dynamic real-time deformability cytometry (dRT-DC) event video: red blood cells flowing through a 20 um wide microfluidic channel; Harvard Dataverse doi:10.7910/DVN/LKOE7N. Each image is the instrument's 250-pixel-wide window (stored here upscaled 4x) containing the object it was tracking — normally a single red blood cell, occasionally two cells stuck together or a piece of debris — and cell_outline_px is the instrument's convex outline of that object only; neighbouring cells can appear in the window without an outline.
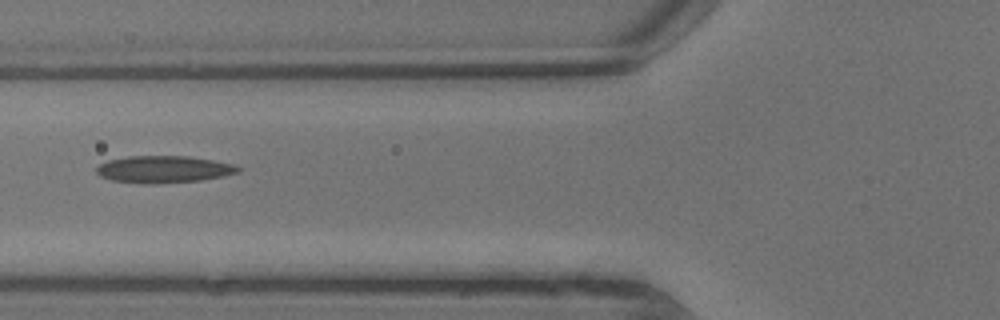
{"species": "common noctule bat (a hibernating species)", "species_latin": "Nyctalus noctula", "temperature_condition": "warm", "stored_images_in_passage": 8, "camera_frame_rate_fps": 3000, "um_per_image_px": 0.085, "animal": {"sex": "male", "body_mass_g": 13.3}, "frame": {"image": 1, "passage_image": 5, "time_ms": 1.333, "image_size_px": [1000, 320], "cell_outline_px": [[240, 172], [224, 176], [200, 180], [156, 184], [144, 184], [112, 180], [100, 176], [96, 172], [96, 168], [100, 164], [108, 160], [128, 156], [188, 156], [212, 160], [232, 164], [240, 168]], "centroid_in_image_um": [13.9, 14.39], "position_along_channel_um": 111.9, "area_um2": 22.31}}
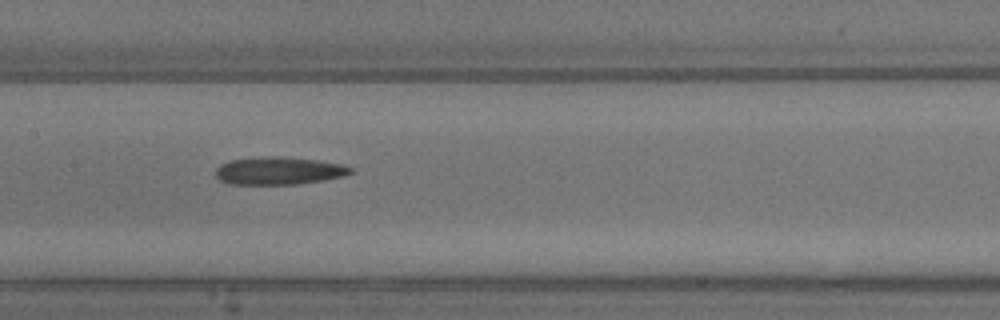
{"frame": {"image": 2, "passage_image": 7, "time_ms": 2.0, "image_size_px": [1000, 320], "cell_outline_px": [[352, 172], [344, 176], [324, 180], [296, 184], [228, 184], [220, 180], [216, 176], [216, 168], [220, 164], [228, 160], [272, 156], [276, 156], [316, 160], [344, 164], [352, 168]], "centroid_in_image_um": [23.69, 14.52], "position_along_channel_um": 183.7, "area_um2": 21.73}}
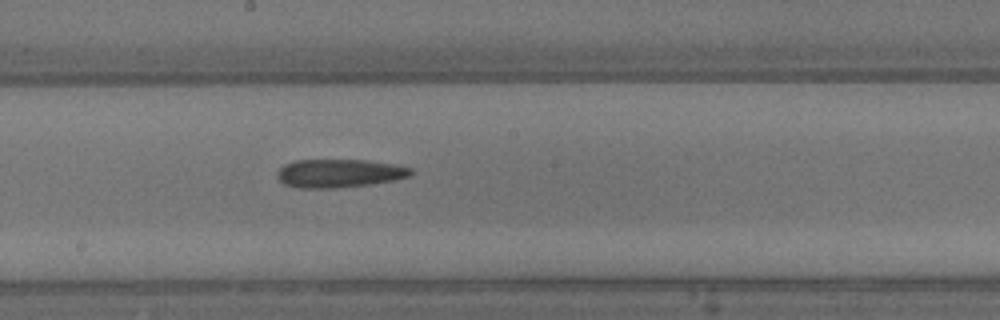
{"frame": {"image": 3, "passage_image": 8, "time_ms": 2.333, "image_size_px": [1000, 320], "cell_outline_px": [[412, 176], [396, 180], [368, 184], [336, 188], [300, 188], [284, 184], [276, 176], [276, 172], [284, 164], [296, 160], [368, 160], [392, 164], [412, 168]], "centroid_in_image_um": [28.83, 14.73], "position_along_channel_um": 219.4, "area_um2": 22.14}}